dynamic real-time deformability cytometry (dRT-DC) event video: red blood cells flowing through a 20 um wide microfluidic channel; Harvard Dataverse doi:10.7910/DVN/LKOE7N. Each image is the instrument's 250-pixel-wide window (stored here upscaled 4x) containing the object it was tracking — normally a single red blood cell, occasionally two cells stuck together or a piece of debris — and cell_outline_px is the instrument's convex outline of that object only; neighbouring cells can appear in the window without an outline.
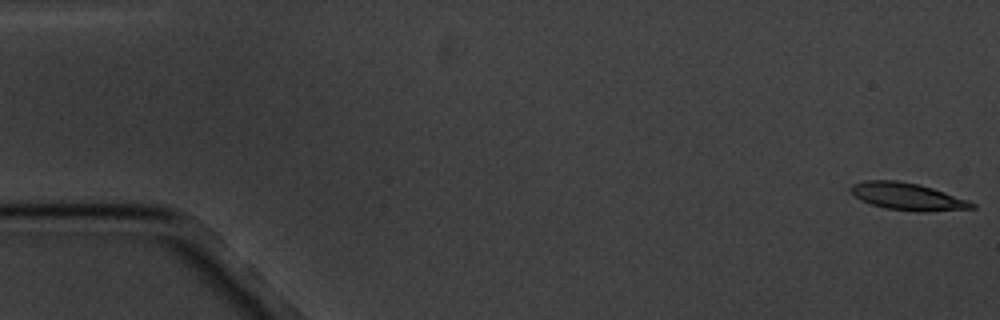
{"species": "common noctule bat (a hibernating species)", "species_latin": "Nyctalus noctula", "temperature_condition": "cold", "stored_images_in_passage": 7, "camera_frame_rate_fps": 3000, "um_per_image_px": 0.085, "animal": {"sex": "male", "body_mass_g": 20.1, "forearm_length_mm": 53.5}, "frame": {"image": 1, "passage_image": 1, "time_ms": 0.0, "image_size_px": [1000, 320], "cell_outline_px": [[976, 208], [928, 212], [920, 212], [884, 208], [860, 200], [848, 188], [852, 184], [864, 180], [896, 180], [920, 184], [968, 200], [976, 204]], "centroid_in_image_um": [77.14, 16.7], "position_along_channel_um": 7.9, "area_um2": 19.31}}
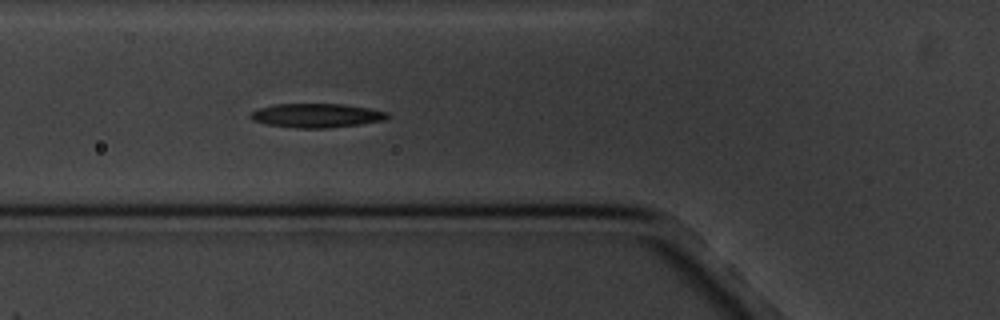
{"frame": {"image": 2, "passage_image": 7, "time_ms": 6.667, "image_size_px": [1000, 320], "cell_outline_px": [[388, 116], [384, 120], [360, 124], [328, 128], [296, 128], [268, 124], [252, 120], [248, 116], [252, 112], [260, 108], [276, 104], [344, 104], [368, 108], [388, 112]], "centroid_in_image_um": [26.9, 9.82], "position_along_channel_um": 98.9, "area_um2": 19.02}}